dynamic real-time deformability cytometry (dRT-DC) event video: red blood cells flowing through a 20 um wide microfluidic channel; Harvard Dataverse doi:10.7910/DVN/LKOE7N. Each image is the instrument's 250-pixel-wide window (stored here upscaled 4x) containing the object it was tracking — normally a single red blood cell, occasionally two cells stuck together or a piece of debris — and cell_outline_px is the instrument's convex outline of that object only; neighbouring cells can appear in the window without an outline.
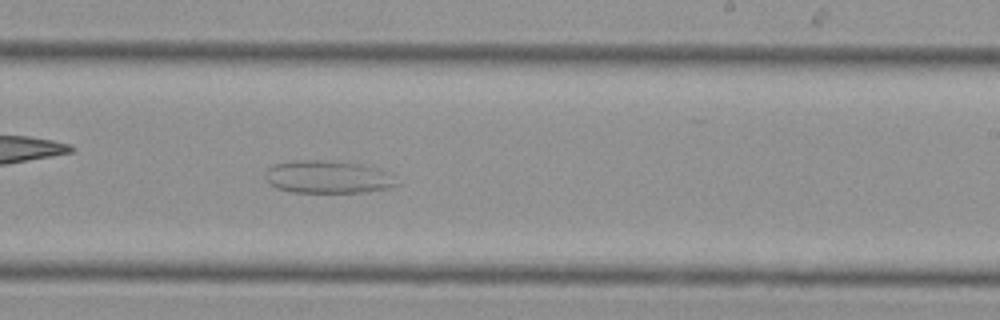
{"species": "Egyptian fruit bat (a non-hibernating species)", "species_latin": "Rousettus aegyptiacus", "temperature_condition": "cold", "stored_images_in_passage": 29, "camera_frame_rate_fps": 3000, "um_per_image_px": 0.085, "animal": {"sex": "female"}, "frame": {"image": 1, "passage_image": 17, "time_ms": 5.333, "image_size_px": [1000, 320], "cell_outline_px": [[396, 184], [388, 188], [364, 192], [292, 192], [276, 188], [268, 184], [264, 176], [268, 168], [276, 164], [296, 160], [332, 160], [360, 164], [380, 168]], "centroid_in_image_um": [27.77, 15.04], "position_along_channel_um": 261.2, "area_um2": 24.8}}